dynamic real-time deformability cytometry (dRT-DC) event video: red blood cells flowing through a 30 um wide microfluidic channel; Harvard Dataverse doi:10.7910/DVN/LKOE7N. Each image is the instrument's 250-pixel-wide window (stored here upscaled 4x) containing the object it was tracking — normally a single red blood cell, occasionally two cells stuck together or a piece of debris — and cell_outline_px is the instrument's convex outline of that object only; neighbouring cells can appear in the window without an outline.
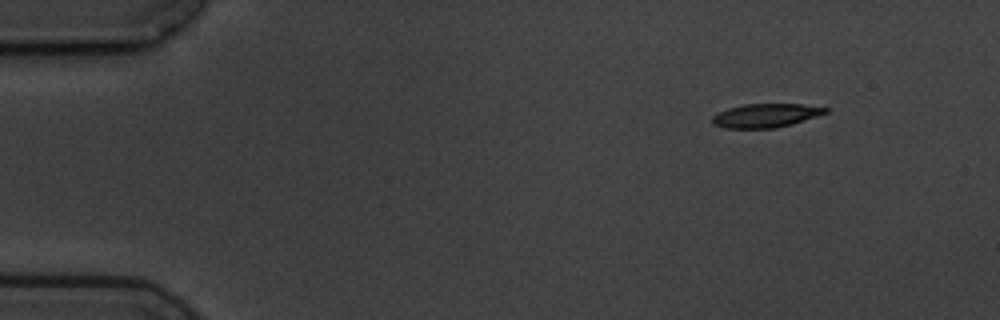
{"species": "common noctule bat (a hibernating species)", "species_latin": "Nyctalus noctula", "temperature_condition": "cold", "stored_images_in_passage": 5, "camera_frame_rate_fps": 3000, "um_per_image_px": 0.085, "animal": {"sex": "male", "body_mass_g": 19.5, "forearm_length_mm": 54.6}, "frame": {"image": 1, "passage_image": 1, "time_ms": 0.0, "image_size_px": [1000, 320], "cell_outline_px": [[828, 112], [792, 124], [776, 128], [724, 128], [712, 124], [712, 116], [728, 108], [744, 104], [804, 104], [828, 108]], "centroid_in_image_um": [65.07, 9.82], "position_along_channel_um": 19.9, "area_um2": 15.61}}
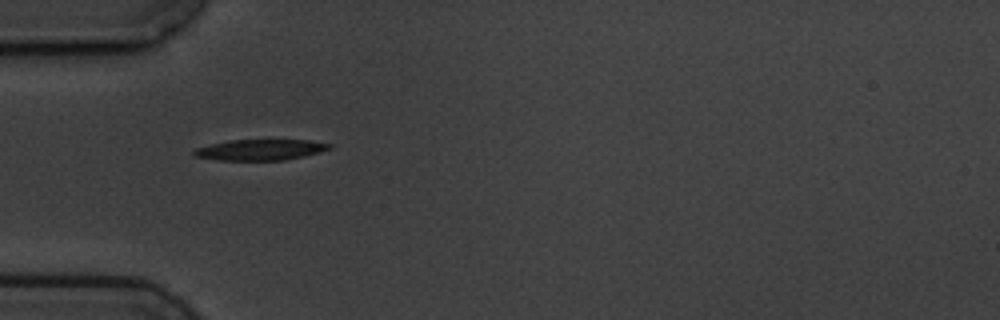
{"frame": {"image": 2, "passage_image": 4, "time_ms": 3.667, "image_size_px": [1000, 320], "cell_outline_px": [[332, 148], [320, 152], [304, 156], [284, 160], [216, 160], [192, 156], [192, 152], [196, 148], [228, 140], [308, 140], [332, 144]], "centroid_in_image_um": [22.11, 12.73], "position_along_channel_um": 62.9, "area_um2": 16.47}}
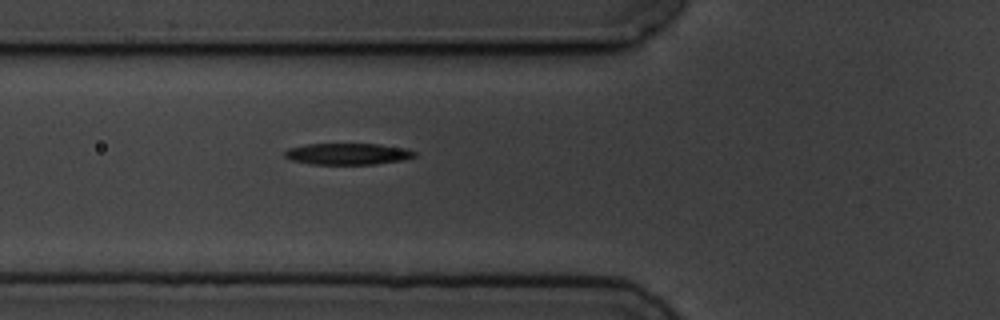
{"frame": {"image": 3, "passage_image": 5, "time_ms": 4.667, "image_size_px": [1000, 320], "cell_outline_px": [[416, 156], [404, 160], [376, 164], [312, 164], [292, 160], [284, 156], [284, 152], [288, 148], [304, 144], [380, 144], [408, 148], [416, 152]], "centroid_in_image_um": [29.59, 13.07], "position_along_channel_um": 96.2, "area_um2": 16.36}}